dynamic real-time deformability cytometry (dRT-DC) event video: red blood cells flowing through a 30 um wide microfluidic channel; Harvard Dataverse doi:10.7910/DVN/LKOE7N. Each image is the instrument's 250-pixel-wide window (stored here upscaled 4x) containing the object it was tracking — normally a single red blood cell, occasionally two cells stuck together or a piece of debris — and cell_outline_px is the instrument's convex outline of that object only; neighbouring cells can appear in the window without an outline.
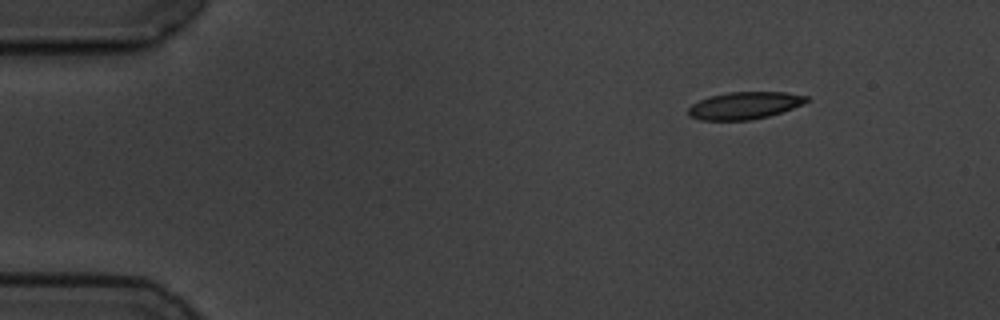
{"species": "common noctule bat (a hibernating species)", "species_latin": "Nyctalus noctula", "temperature_condition": "cold", "stored_images_in_passage": 5, "camera_frame_rate_fps": 3000, "um_per_image_px": 0.085, "animal": {"sex": "male", "body_mass_g": 19.5, "forearm_length_mm": 54.6}, "frame": {"image": 1, "passage_image": 1, "time_ms": 0.0, "image_size_px": [1000, 320], "cell_outline_px": [[808, 100], [804, 104], [768, 116], [752, 120], [700, 120], [688, 116], [688, 108], [692, 104], [708, 96], [728, 92], [784, 92], [808, 96]], "centroid_in_image_um": [63.26, 8.97], "position_along_channel_um": 21.7, "area_um2": 18.79}}
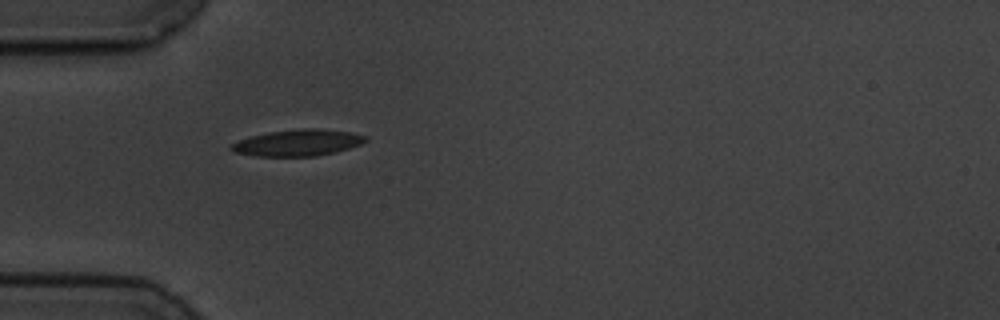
{"frame": {"image": 2, "passage_image": 4, "time_ms": 3.333, "image_size_px": [1000, 320], "cell_outline_px": [[368, 140], [360, 144], [336, 152], [316, 156], [256, 156], [236, 152], [228, 148], [232, 144], [240, 140], [252, 136], [268, 132], [304, 128], [316, 128], [348, 132], [368, 136]], "centroid_in_image_um": [25.33, 12.13], "position_along_channel_um": 59.7, "area_um2": 20.46}}
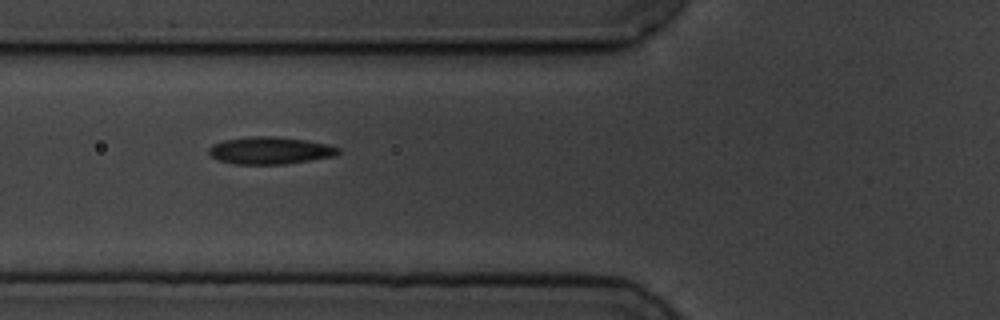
{"frame": {"image": 3, "passage_image": 5, "time_ms": 4.667, "image_size_px": [1000, 320], "cell_outline_px": [[340, 152], [336, 156], [284, 164], [232, 164], [220, 160], [212, 156], [208, 152], [208, 148], [212, 144], [224, 140], [252, 136], [272, 136], [304, 140], [328, 144], [340, 148]], "centroid_in_image_um": [22.96, 12.79], "position_along_channel_um": 102.8, "area_um2": 20.52}}